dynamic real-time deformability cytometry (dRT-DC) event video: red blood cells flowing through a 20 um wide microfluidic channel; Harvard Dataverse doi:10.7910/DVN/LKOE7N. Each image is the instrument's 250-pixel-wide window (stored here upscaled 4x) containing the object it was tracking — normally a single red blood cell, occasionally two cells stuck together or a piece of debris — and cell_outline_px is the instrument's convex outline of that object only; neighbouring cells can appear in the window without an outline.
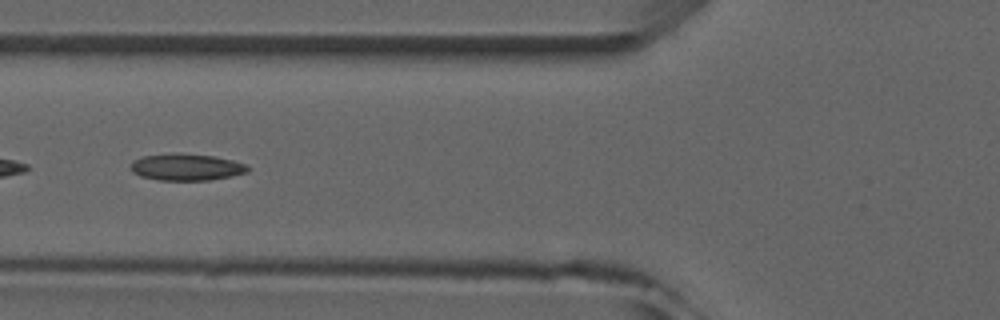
{"species": "common noctule bat (a hibernating species)", "species_latin": "Nyctalus noctula", "temperature_condition": "room temperature", "stored_images_in_passage": 10, "camera_frame_rate_fps": 3000, "um_per_image_px": 0.085, "animal": {"sex": "male", "forearm_length_mm": 52.5}, "frame": {"image": 1, "passage_image": 6, "time_ms": 6.0, "image_size_px": [1000, 320], "cell_outline_px": [[248, 172], [232, 176], [208, 180], [160, 180], [140, 176], [132, 172], [132, 164], [136, 160], [144, 156], [172, 152], [176, 152], [212, 156], [232, 160], [244, 164], [248, 168]], "centroid_in_image_um": [15.84, 14.2], "position_along_channel_um": 110.0, "area_um2": 18.09}}
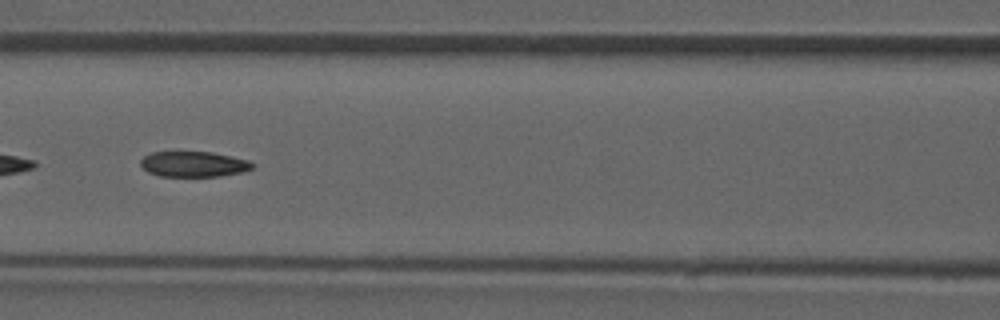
{"frame": {"image": 2, "passage_image": 7, "time_ms": 7.0, "image_size_px": [1000, 320], "cell_outline_px": [[256, 164], [252, 168], [240, 172], [220, 176], [160, 176], [148, 172], [140, 164], [140, 160], [144, 156], [152, 152], [212, 152], [248, 160]], "centroid_in_image_um": [16.45, 13.95], "position_along_channel_um": 150.2, "area_um2": 16.47}}